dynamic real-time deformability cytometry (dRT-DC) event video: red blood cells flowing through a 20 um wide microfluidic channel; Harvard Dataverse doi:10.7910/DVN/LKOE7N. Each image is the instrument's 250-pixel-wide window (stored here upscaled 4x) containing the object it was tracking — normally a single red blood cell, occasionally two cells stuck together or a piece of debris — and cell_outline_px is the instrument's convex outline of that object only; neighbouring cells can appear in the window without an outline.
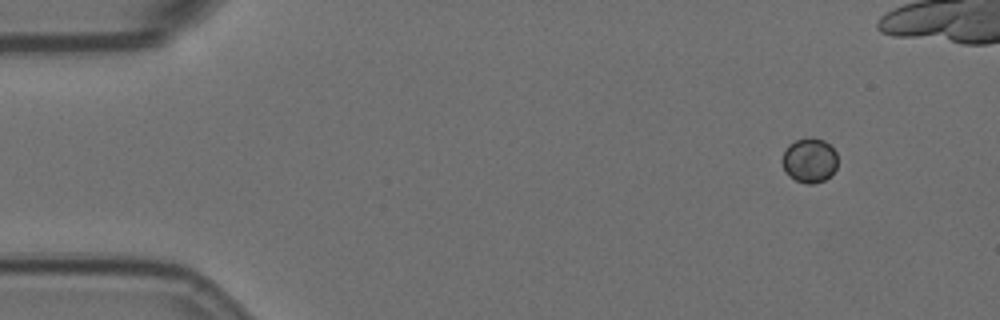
{"species": "Egyptian fruit bat (a non-hibernating species)", "species_latin": "Rousettus aegyptiacus", "temperature_condition": "room temperature", "stored_images_in_passage": 2, "camera_frame_rate_fps": 3000, "um_per_image_px": 0.085, "animal": {"sex": "female"}, "frame": {"image": 1, "passage_image": 2, "time_ms": 1.333, "image_size_px": [1000, 320], "cell_outline_px": [[836, 168], [832, 176], [824, 180], [812, 184], [808, 184], [796, 180], [784, 172], [780, 160], [788, 144], [796, 140], [808, 136], [812, 136], [824, 140], [836, 152]], "centroid_in_image_um": [68.78, 13.62], "position_along_channel_um": 16.2, "area_um2": 14.68}}